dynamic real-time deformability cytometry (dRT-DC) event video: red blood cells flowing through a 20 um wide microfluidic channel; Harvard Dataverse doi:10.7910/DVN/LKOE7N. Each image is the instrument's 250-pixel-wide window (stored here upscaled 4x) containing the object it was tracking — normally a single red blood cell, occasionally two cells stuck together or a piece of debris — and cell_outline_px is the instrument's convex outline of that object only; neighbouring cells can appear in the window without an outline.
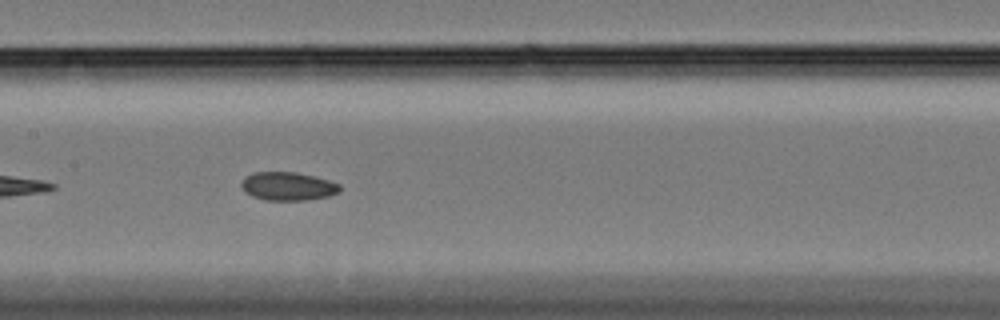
{"species": "Egyptian fruit bat (a non-hibernating species)", "species_latin": "Rousettus aegyptiacus", "temperature_condition": "cold", "stored_images_in_passage": 22, "camera_frame_rate_fps": 3000, "um_per_image_px": 0.085, "animal": {"sex": "female"}, "frame": {"image": 1, "passage_image": 13, "time_ms": 4.0, "image_size_px": [1000, 320], "cell_outline_px": [[340, 192], [328, 196], [308, 200], [264, 200], [252, 196], [240, 184], [252, 172], [296, 172], [316, 176], [340, 184]], "centroid_in_image_um": [24.52, 15.83], "position_along_channel_um": 182.9, "area_um2": 16.18}}